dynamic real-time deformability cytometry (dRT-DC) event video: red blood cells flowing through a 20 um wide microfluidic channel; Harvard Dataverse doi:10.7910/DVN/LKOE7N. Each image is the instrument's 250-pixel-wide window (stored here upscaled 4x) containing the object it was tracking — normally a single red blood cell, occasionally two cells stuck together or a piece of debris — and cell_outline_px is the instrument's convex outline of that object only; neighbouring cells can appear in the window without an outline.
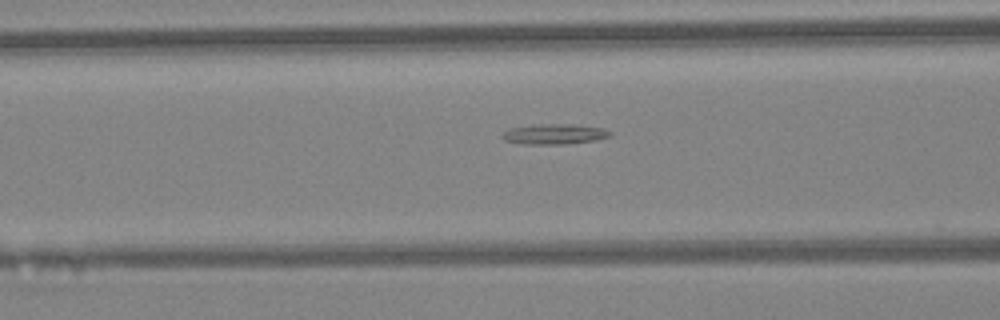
{"species": "Egyptian fruit bat (a non-hibernating species)", "species_latin": "Rousettus aegyptiacus", "temperature_condition": "warm", "stored_images_in_passage": 33, "camera_frame_rate_fps": 3000, "um_per_image_px": 0.085, "animal": {"sex": "female"}, "frame": {"image": 1, "passage_image": 8, "time_ms": 2.333, "image_size_px": [1000, 320], "cell_outline_px": [[612, 136], [596, 140], [564, 144], [524, 144], [504, 140], [500, 136], [508, 128], [532, 124], [572, 124], [604, 128], [612, 132]], "centroid_in_image_um": [47.11, 11.39], "position_along_channel_um": 119.5, "area_um2": 12.95}}
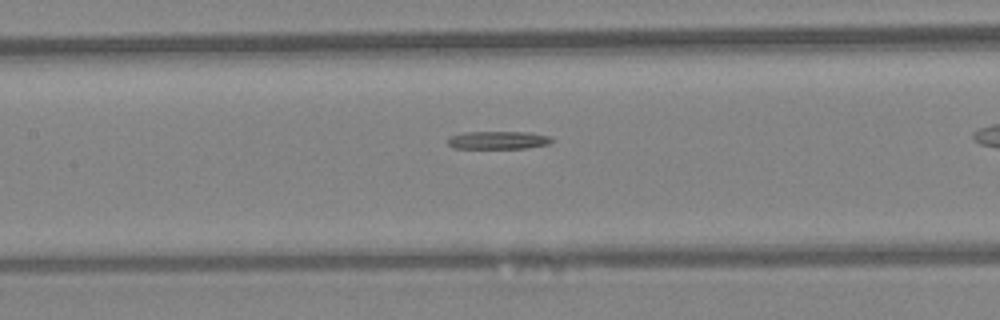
{"frame": {"image": 2, "passage_image": 11, "time_ms": 3.333, "image_size_px": [1000, 320], "cell_outline_px": [[552, 140], [548, 144], [528, 148], [452, 148], [448, 144], [448, 140], [452, 136], [464, 132], [528, 132], [552, 136]], "centroid_in_image_um": [42.37, 11.91], "position_along_channel_um": 165.0, "area_um2": 10.81}}
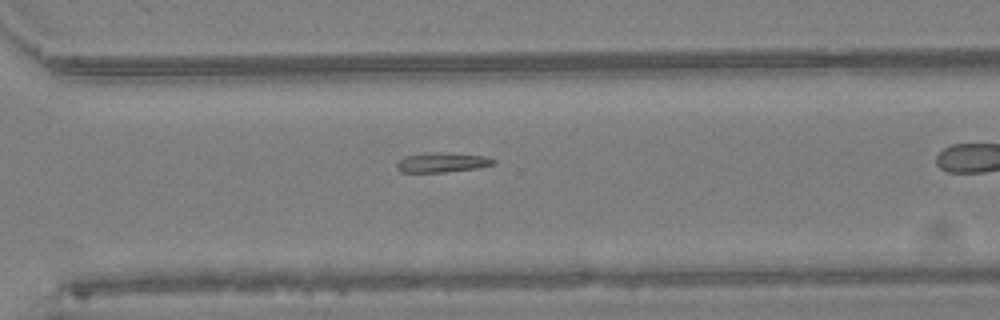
{"frame": {"image": 3, "passage_image": 22, "time_ms": 7.0, "image_size_px": [1000, 320], "cell_outline_px": [[496, 164], [476, 168], [444, 172], [400, 172], [396, 168], [396, 164], [404, 156], [424, 152], [436, 152], [488, 156], [496, 160]], "centroid_in_image_um": [37.57, 13.8], "position_along_channel_um": 333.0, "area_um2": 11.21}}